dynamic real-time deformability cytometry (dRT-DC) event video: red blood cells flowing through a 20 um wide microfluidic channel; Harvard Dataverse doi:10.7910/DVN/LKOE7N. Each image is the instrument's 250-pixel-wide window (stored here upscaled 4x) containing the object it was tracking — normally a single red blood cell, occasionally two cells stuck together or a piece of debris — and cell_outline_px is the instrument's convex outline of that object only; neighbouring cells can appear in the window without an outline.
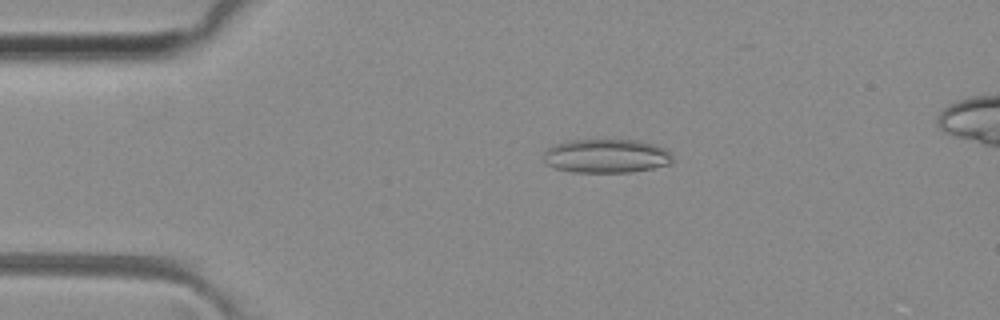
{"species": "common noctule bat (a hibernating species)", "species_latin": "Nyctalus noctula", "temperature_condition": "room temperature", "stored_images_in_passage": 18, "camera_frame_rate_fps": 3000, "um_per_image_px": 0.085, "animal": {"sex": "female", "body_mass_g": 29.2, "forearm_length_mm": 56.3}, "frame": {"image": 1, "passage_image": 10, "time_ms": 3.0, "image_size_px": [1000, 320], "cell_outline_px": [[672, 160], [668, 164], [652, 168], [628, 172], [572, 172], [556, 168], [544, 164], [544, 152], [548, 148], [556, 144], [572, 140], [636, 140], [656, 144], [664, 148], [672, 156]], "centroid_in_image_um": [51.51, 13.26], "position_along_channel_um": 33.5, "area_um2": 25.32}}